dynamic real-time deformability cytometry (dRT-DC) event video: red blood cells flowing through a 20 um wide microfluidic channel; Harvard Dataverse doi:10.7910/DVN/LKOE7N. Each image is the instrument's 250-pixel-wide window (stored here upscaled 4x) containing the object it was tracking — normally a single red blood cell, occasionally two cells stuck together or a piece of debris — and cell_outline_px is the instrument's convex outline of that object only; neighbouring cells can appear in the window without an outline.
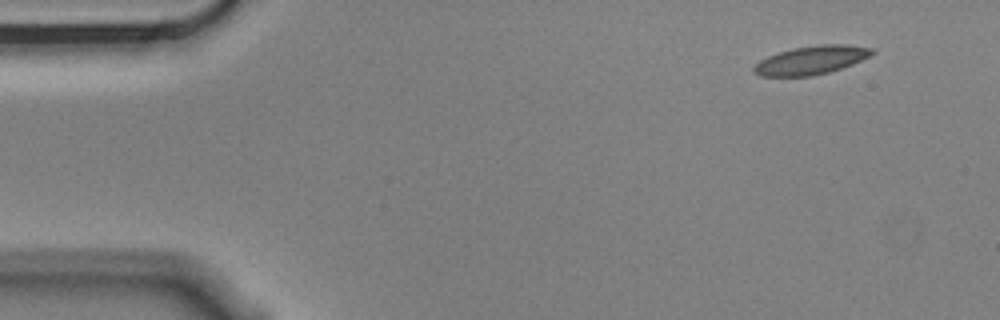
{"species": "Egyptian fruit bat (a non-hibernating species)", "species_latin": "Rousettus aegyptiacus", "temperature_condition": "cold", "stored_images_in_passage": 4, "camera_frame_rate_fps": 3000, "um_per_image_px": 0.085, "animal": {"sex": "male"}, "frame": {"image": 1, "passage_image": 1, "time_ms": 0.0, "image_size_px": [1000, 320], "cell_outline_px": [[876, 52], [852, 64], [828, 72], [812, 76], [760, 76], [752, 72], [752, 68], [760, 60], [768, 56], [792, 48], [816, 44], [844, 44], [872, 48]], "centroid_in_image_um": [68.92, 5.11], "position_along_channel_um": 16.1, "area_um2": 19.54}}
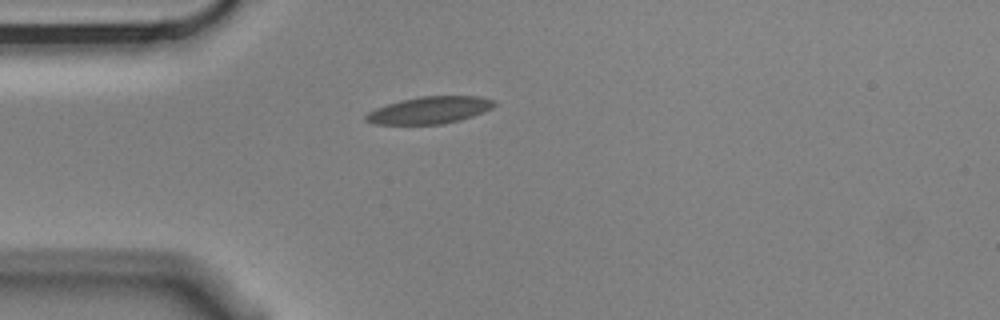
{"frame": {"image": 2, "passage_image": 4, "time_ms": 1.0, "image_size_px": [1000, 320], "cell_outline_px": [[496, 104], [492, 108], [484, 112], [460, 120], [444, 124], [376, 124], [364, 120], [364, 116], [368, 112], [376, 108], [400, 100], [420, 96], [480, 96], [496, 100]], "centroid_in_image_um": [36.54, 9.36], "position_along_channel_um": 48.5, "area_um2": 20.35}}